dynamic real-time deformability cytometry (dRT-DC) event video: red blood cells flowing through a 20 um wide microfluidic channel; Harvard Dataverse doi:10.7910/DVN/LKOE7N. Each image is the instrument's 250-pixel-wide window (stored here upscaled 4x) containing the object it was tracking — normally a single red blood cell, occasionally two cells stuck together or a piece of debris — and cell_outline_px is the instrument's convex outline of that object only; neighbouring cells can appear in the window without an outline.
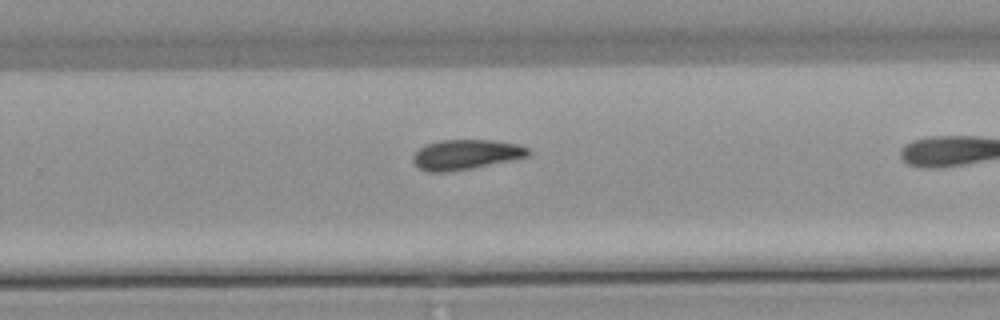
{"species": "common noctule bat (a hibernating species)", "species_latin": "Nyctalus noctula", "temperature_condition": "warm", "stored_images_in_passage": 34, "camera_frame_rate_fps": 3000, "um_per_image_px": 0.085, "animal": {"sex": "male", "body_mass_g": 21.5, "forearm_length_mm": 52.0}, "frame": {"image": 1, "passage_image": 20, "time_ms": 6.333, "image_size_px": [1000, 320], "cell_outline_px": [[532, 152], [528, 156], [472, 168], [448, 172], [428, 172], [420, 168], [412, 160], [412, 156], [420, 148], [428, 144], [440, 140], [492, 140], [516, 144], [528, 148]], "centroid_in_image_um": [39.59, 13.14], "position_along_channel_um": 290.2, "area_um2": 19.88}, "authors_computed_cell_mechanics": {"area_um2": 20.1433, "velocity_mm_per_s": 3.8332, "shape_relaxation_time_tau1_ms": 5.0298, "shape_relaxation_time_tau2_ms": null, "deformation_change_tau1": 0.1393, "deformation_change_tau2": null}}